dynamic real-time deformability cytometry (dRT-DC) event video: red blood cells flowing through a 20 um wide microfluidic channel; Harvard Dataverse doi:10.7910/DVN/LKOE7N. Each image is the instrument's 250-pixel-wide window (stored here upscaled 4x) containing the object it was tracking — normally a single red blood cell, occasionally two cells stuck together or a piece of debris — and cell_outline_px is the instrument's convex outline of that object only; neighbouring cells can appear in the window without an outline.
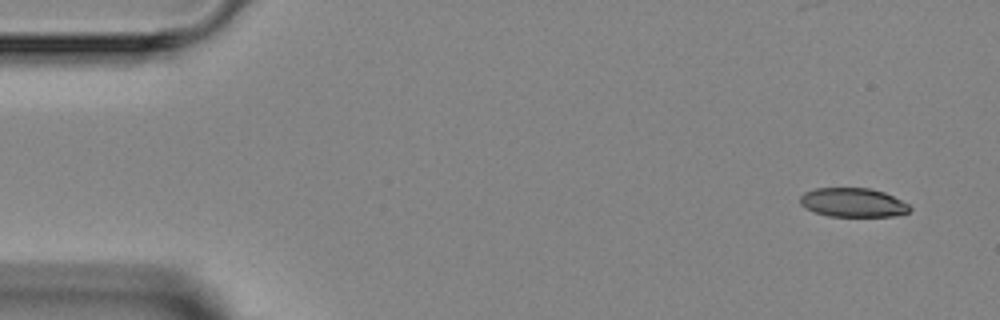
{"species": "Egyptian fruit bat (a non-hibernating species)", "species_latin": "Rousettus aegyptiacus", "temperature_condition": "room temperature", "stored_images_in_passage": 2, "segment_of_instrument_passage": [2, 2], "camera_frame_rate_fps": 3000, "um_per_image_px": 0.085, "animal": {"sex": "female"}, "frame": {"image": 1, "passage_image": 2, "time_ms": 2.0, "image_size_px": [1000, 320], "cell_outline_px": [[912, 208], [908, 212], [892, 216], [828, 216], [816, 212], [800, 204], [800, 196], [804, 192], [816, 188], [868, 188], [884, 192], [908, 204]], "centroid_in_image_um": [72.49, 17.21], "position_along_channel_um": 12.5, "area_um2": 18.32}}